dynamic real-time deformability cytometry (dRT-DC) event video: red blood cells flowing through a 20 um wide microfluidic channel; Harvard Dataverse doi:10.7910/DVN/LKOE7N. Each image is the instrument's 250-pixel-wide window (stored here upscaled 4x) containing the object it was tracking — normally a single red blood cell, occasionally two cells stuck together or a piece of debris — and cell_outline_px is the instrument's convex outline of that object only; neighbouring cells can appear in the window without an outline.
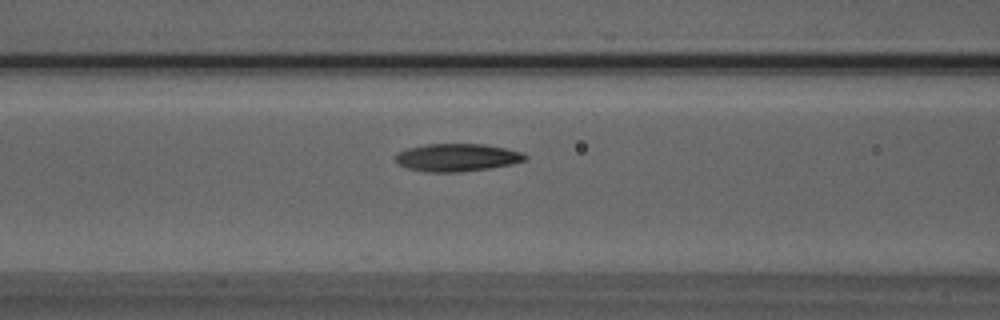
{"species": "Egyptian fruit bat (a non-hibernating species)", "species_latin": "Rousettus aegyptiacus", "temperature_condition": "room temperature", "stored_images_in_passage": 51, "camera_frame_rate_fps": 3000, "um_per_image_px": 0.085, "animal": {"sex": "male"}, "frame": {"image": 1, "passage_image": 20, "time_ms": 6.333, "image_size_px": [1000, 320], "cell_outline_px": [[520, 156], [516, 160], [500, 164], [472, 168], [424, 168], [408, 164], [404, 160], [412, 152], [428, 148], [492, 148], [512, 152]], "centroid_in_image_um": [39.05, 13.41], "position_along_channel_um": 127.5, "area_um2": 13.64}}
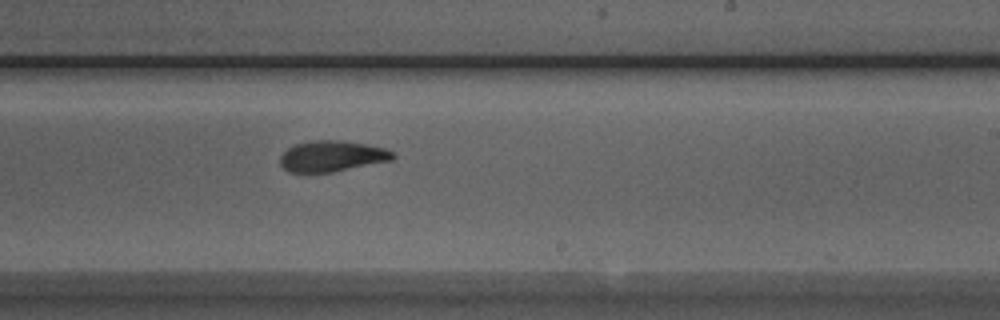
{"frame": {"image": 2, "passage_image": 30, "time_ms": 9.667, "image_size_px": [1000, 320], "cell_outline_px": [[392, 156], [336, 168], [292, 168], [284, 164], [284, 160], [288, 152], [296, 148], [340, 144], [344, 144], [372, 148], [388, 152]], "centroid_in_image_um": [28.21, 13.28], "position_along_channel_um": 260.8, "area_um2": 13.47}}
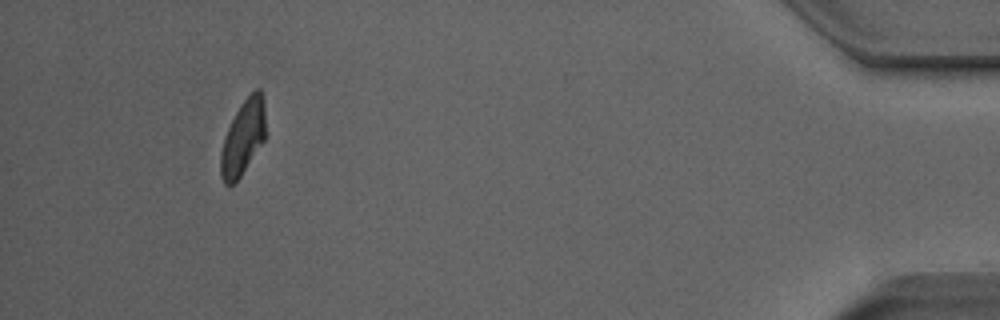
{"frame": {"image": 3, "passage_image": 47, "time_ms": 15.333, "image_size_px": [1000, 320], "cell_outline_px": [[264, 136], [236, 180], [228, 184], [224, 180], [224, 144], [228, 132], [236, 116], [244, 104], [256, 92], [260, 92], [264, 132]], "centroid_in_image_um": [20.68, 11.73], "position_along_channel_um": 414.5, "area_um2": 15.84}}